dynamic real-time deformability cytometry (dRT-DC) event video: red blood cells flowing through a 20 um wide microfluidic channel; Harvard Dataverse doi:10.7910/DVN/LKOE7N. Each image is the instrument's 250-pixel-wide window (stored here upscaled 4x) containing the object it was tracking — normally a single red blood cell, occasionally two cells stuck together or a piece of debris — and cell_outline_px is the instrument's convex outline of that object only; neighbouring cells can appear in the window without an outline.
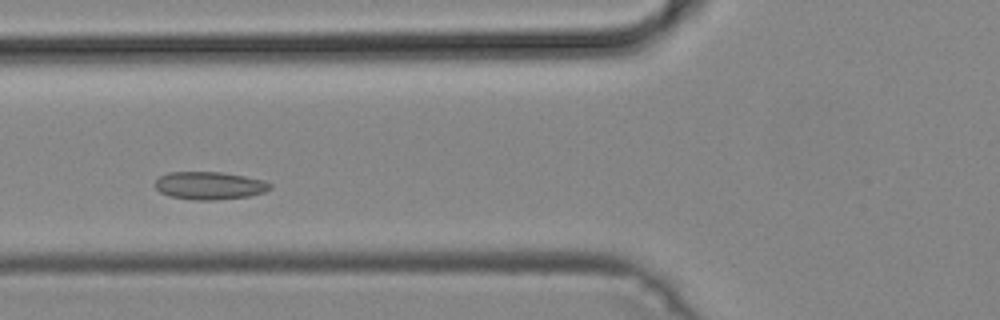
{"species": "common noctule bat (a hibernating species)", "species_latin": "Nyctalus noctula", "temperature_condition": "cold", "stored_images_in_passage": 42, "camera_frame_rate_fps": 3000, "um_per_image_px": 0.085, "animal": {"sex": "male", "body_mass_g": 19.2, "forearm_length_mm": 51.8}, "frame": {"image": 1, "passage_image": 11, "time_ms": 3.333, "image_size_px": [1000, 320], "cell_outline_px": [[272, 188], [264, 192], [248, 196], [212, 200], [192, 200], [168, 196], [160, 192], [156, 188], [156, 180], [160, 176], [168, 172], [224, 172], [264, 180], [272, 184]], "centroid_in_image_um": [17.81, 15.77], "position_along_channel_um": 108.0, "area_um2": 18.67}}
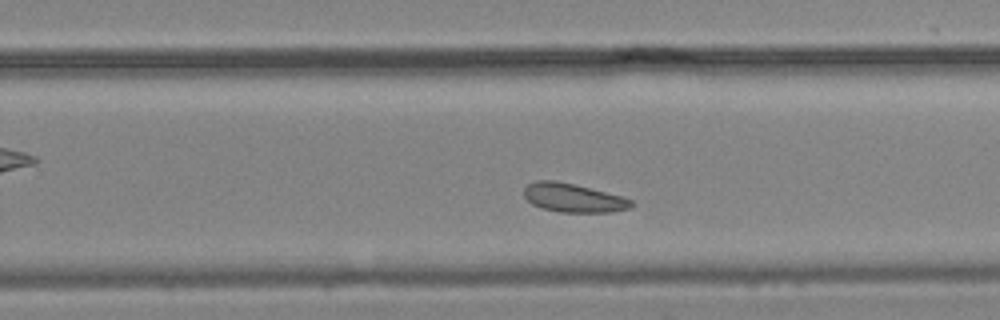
{"frame": {"image": 2, "passage_image": 24, "time_ms": 7.667, "image_size_px": [1000, 320], "cell_outline_px": [[636, 204], [628, 208], [612, 212], [560, 212], [540, 208], [532, 204], [524, 196], [524, 188], [528, 184], [536, 180], [556, 180], [624, 196], [632, 200]], "centroid_in_image_um": [48.74, 16.81], "position_along_channel_um": 281.1, "area_um2": 18.09}}
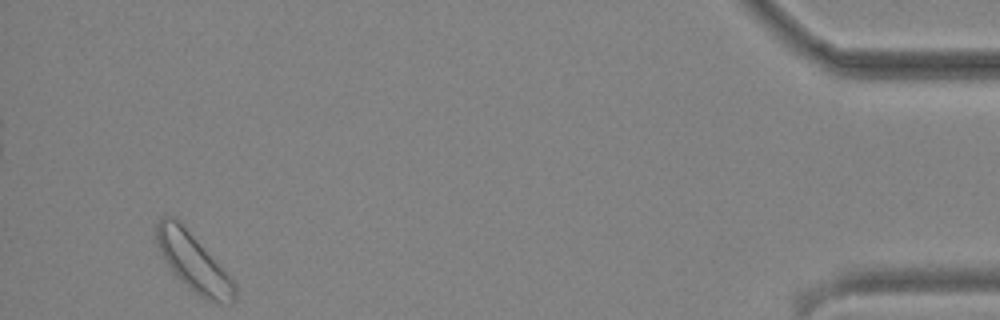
{"frame": {"image": 3, "passage_image": 40, "time_ms": 13.0, "image_size_px": [1000, 320], "cell_outline_px": [[236, 296], [228, 304], [212, 304], [188, 288], [172, 272], [164, 260], [152, 236], [156, 224], [160, 216], [176, 216], [180, 220], [232, 276], [236, 288]], "centroid_in_image_um": [16.41, 22.25], "position_along_channel_um": 418.8, "area_um2": 27.46}}